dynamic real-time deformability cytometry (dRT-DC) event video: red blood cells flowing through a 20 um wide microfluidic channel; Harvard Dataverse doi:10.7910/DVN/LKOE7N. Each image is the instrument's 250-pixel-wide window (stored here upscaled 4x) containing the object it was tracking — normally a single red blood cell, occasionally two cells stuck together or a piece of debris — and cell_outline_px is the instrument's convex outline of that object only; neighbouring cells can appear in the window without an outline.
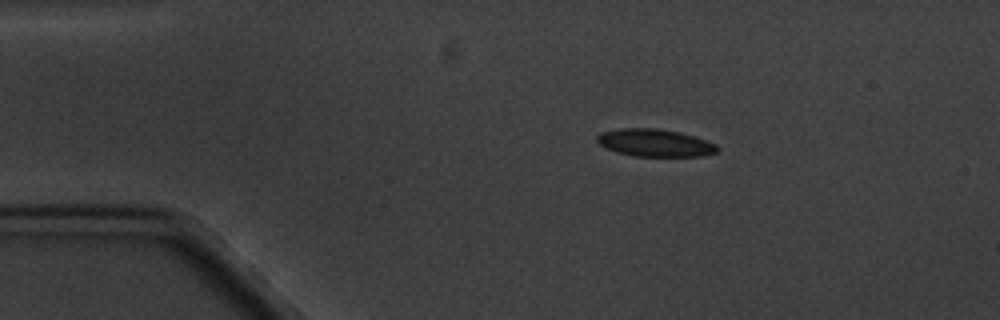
{"species": "common noctule bat (a hibernating species)", "species_latin": "Nyctalus noctula", "temperature_condition": "cold", "stored_images_in_passage": 6, "camera_frame_rate_fps": 3000, "um_per_image_px": 0.085, "animal": {"sex": "male", "body_mass_g": 20.1, "forearm_length_mm": 53.5}, "frame": {"image": 1, "passage_image": 3, "time_ms": 2.333, "image_size_px": [1000, 320], "cell_outline_px": [[720, 148], [716, 152], [700, 156], [636, 156], [616, 152], [604, 148], [596, 140], [596, 136], [600, 132], [620, 128], [656, 128], [680, 132], [696, 136], [716, 144]], "centroid_in_image_um": [55.65, 12.13], "position_along_channel_um": 29.3, "area_um2": 19.42}}
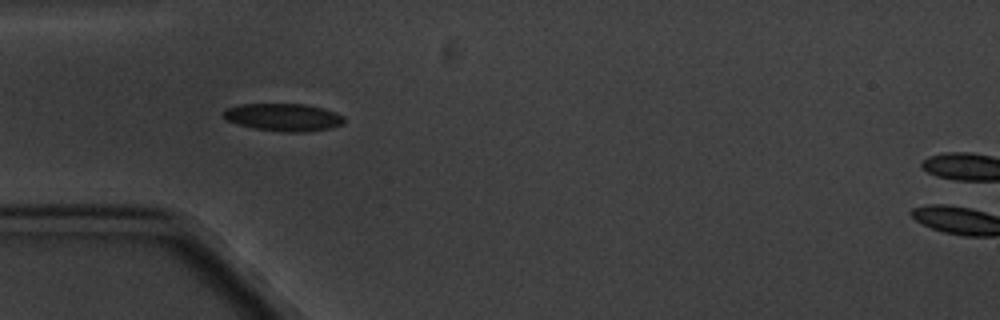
{"frame": {"image": 2, "passage_image": 5, "time_ms": 4.667, "image_size_px": [1000, 320], "cell_outline_px": [[344, 124], [328, 128], [304, 132], [288, 132], [256, 128], [236, 124], [224, 120], [220, 112], [224, 108], [240, 104], [304, 104], [336, 112], [344, 116]], "centroid_in_image_um": [24.01, 9.95], "position_along_channel_um": 61.0, "area_um2": 19.48}}